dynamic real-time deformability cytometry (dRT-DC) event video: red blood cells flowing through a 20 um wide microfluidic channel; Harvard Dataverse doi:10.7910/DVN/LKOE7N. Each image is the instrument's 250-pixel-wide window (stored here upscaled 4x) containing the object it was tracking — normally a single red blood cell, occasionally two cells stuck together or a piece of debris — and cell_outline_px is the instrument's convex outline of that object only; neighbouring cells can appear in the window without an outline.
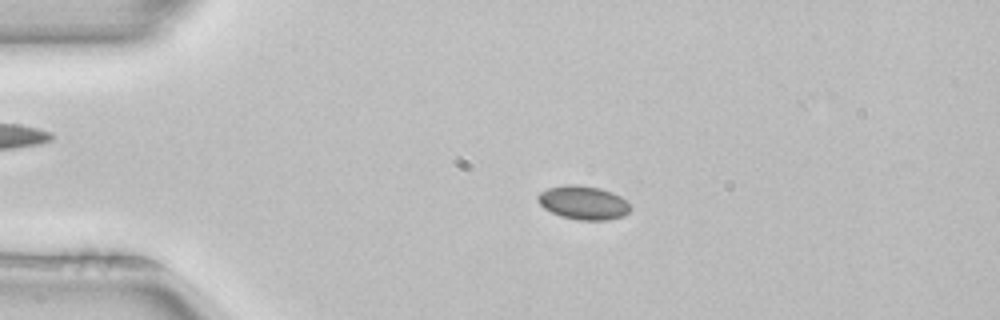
{"species": "common noctule bat (a hibernating species)", "species_latin": "Nyctalus noctula", "temperature_condition": "room temperature", "stored_images_in_passage": 52, "camera_frame_rate_fps": 3000, "um_per_image_px": 0.085, "animal": {"sex": "female", "body_mass_g": 22.7, "forearm_length_mm": 54.2}, "frame": {"image": 1, "passage_image": 11, "time_ms": 3.333, "image_size_px": [1000, 320], "cell_outline_px": [[632, 208], [624, 216], [608, 220], [580, 220], [560, 216], [544, 208], [536, 200], [536, 196], [540, 192], [548, 188], [568, 184], [576, 184], [600, 188], [612, 192], [620, 196]], "centroid_in_image_um": [49.57, 17.22], "position_along_channel_um": 35.4, "area_um2": 18.21}}
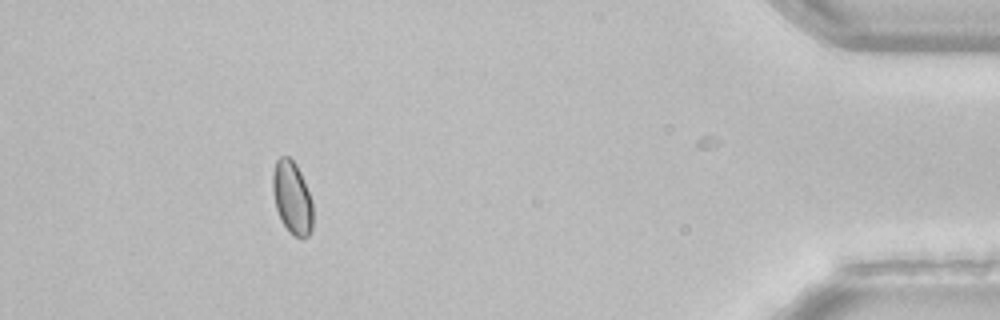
{"frame": {"image": 2, "passage_image": 47, "time_ms": 15.333, "image_size_px": [1000, 320], "cell_outline_px": [[312, 232], [308, 236], [296, 236], [288, 232], [280, 220], [276, 208], [272, 192], [272, 172], [276, 160], [280, 156], [288, 156], [296, 164], [300, 172], [312, 200]], "centroid_in_image_um": [24.8, 16.8], "position_along_channel_um": 410.4, "area_um2": 17.17}}